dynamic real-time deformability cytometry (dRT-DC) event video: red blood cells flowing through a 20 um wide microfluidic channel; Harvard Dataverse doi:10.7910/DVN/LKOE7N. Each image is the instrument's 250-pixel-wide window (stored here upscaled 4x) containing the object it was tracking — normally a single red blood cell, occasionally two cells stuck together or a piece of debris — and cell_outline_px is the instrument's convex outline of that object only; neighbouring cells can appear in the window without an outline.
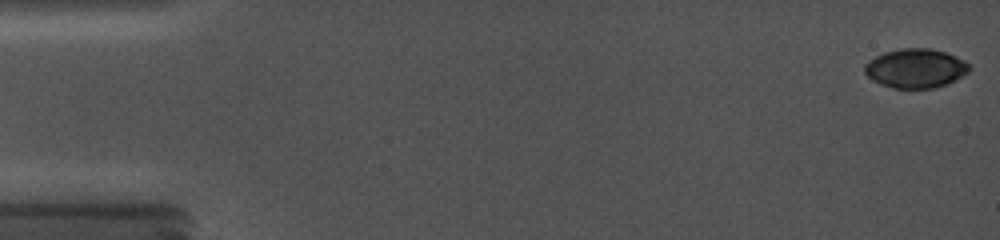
{"species": "common noctule bat (a hibernating species)", "species_latin": "Nyctalus noctula", "temperature_condition": "cold", "stored_images_in_passage": 9, "camera_frame_rate_fps": 5000, "um_per_image_px": 0.085, "animal": {"sex": "female", "body_mass_g": 19.0, "forearm_length_mm": 56.7}, "frame": {"image": 1, "passage_image": 2, "time_ms": 0.2, "image_size_px": [1000, 240], "cell_outline_px": [[972, 68], [968, 72], [948, 84], [932, 88], [892, 88], [880, 84], [872, 80], [864, 72], [864, 64], [868, 60], [884, 52], [900, 48], [928, 48], [944, 52], [956, 56], [964, 60]], "centroid_in_image_um": [77.81, 5.81], "position_along_channel_um": 7.2, "area_um2": 23.99}}
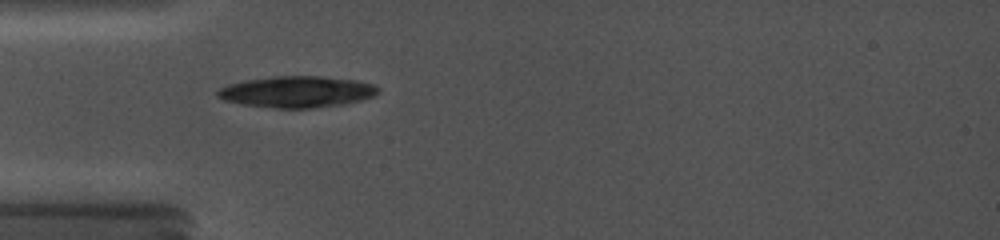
{"frame": {"image": 2, "passage_image": 8, "time_ms": 5.4, "image_size_px": [1000, 240], "cell_outline_px": [[380, 92], [372, 96], [360, 100], [344, 104], [312, 108], [276, 108], [244, 104], [224, 100], [216, 96], [216, 92], [220, 88], [228, 84], [248, 80], [276, 76], [320, 76], [352, 80], [372, 84], [380, 88]], "centroid_in_image_um": [25.24, 7.8], "position_along_channel_um": 59.8, "area_um2": 29.02}}